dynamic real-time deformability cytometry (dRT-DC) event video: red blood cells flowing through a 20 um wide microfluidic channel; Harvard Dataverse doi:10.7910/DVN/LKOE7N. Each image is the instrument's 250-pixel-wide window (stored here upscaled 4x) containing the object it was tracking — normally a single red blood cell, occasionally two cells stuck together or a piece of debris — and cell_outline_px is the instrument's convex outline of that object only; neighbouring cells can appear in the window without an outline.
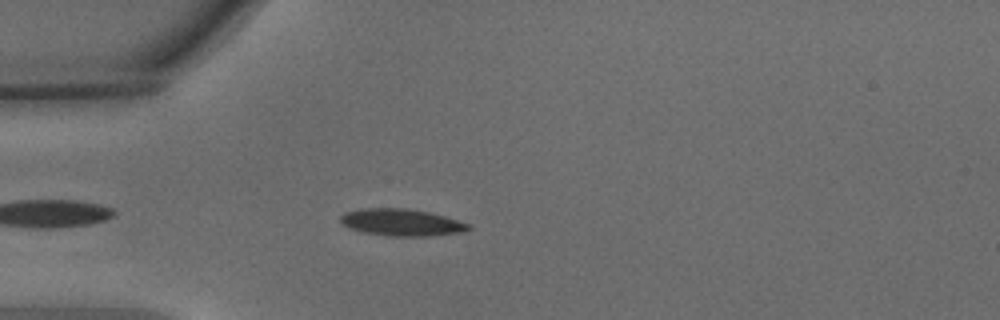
{"species": "common noctule bat (a hibernating species)", "species_latin": "Nyctalus noctula", "temperature_condition": "warm", "stored_images_in_passage": 29, "camera_frame_rate_fps": 3000, "um_per_image_px": 0.085, "animal": {"sex": "male", "body_mass_g": 15.6}, "frame": {"image": 1, "passage_image": 4, "time_ms": 1.0, "image_size_px": [1000, 320], "cell_outline_px": [[472, 228], [464, 232], [428, 236], [388, 236], [364, 232], [348, 228], [340, 224], [340, 216], [344, 212], [360, 208], [408, 208], [432, 212], [472, 224]], "centroid_in_image_um": [34.14, 18.89], "position_along_channel_um": 50.9, "area_um2": 20.58}}
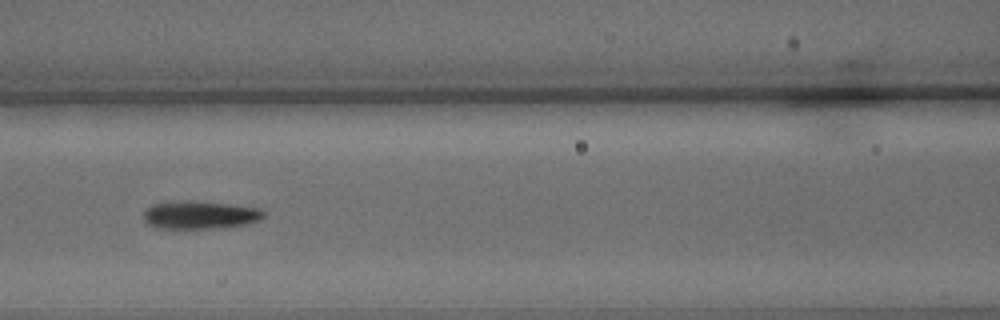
{"frame": {"image": 2, "passage_image": 13, "time_ms": 4.0, "image_size_px": [1000, 320], "cell_outline_px": [[264, 216], [260, 220], [244, 224], [216, 228], [156, 228], [148, 224], [144, 220], [144, 212], [152, 204], [172, 200], [196, 200], [260, 208], [264, 212]], "centroid_in_image_um": [16.96, 18.25], "position_along_channel_um": 149.6, "area_um2": 19.71}}
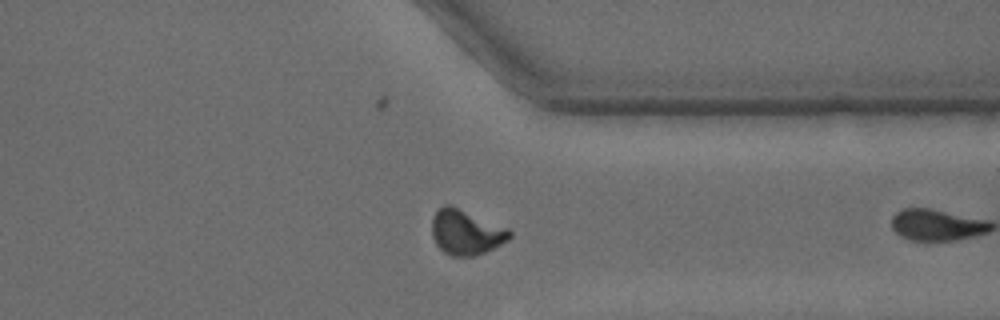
{"frame": {"image": 3, "passage_image": 28, "time_ms": 9.0, "image_size_px": [1000, 320], "cell_outline_px": [[512, 236], [508, 240], [476, 256], [452, 256], [444, 252], [436, 244], [432, 236], [432, 216], [444, 204], [452, 204], [508, 228], [512, 232]], "centroid_in_image_um": [39.6, 19.72], "position_along_channel_um": 371.8, "area_um2": 20.52}}